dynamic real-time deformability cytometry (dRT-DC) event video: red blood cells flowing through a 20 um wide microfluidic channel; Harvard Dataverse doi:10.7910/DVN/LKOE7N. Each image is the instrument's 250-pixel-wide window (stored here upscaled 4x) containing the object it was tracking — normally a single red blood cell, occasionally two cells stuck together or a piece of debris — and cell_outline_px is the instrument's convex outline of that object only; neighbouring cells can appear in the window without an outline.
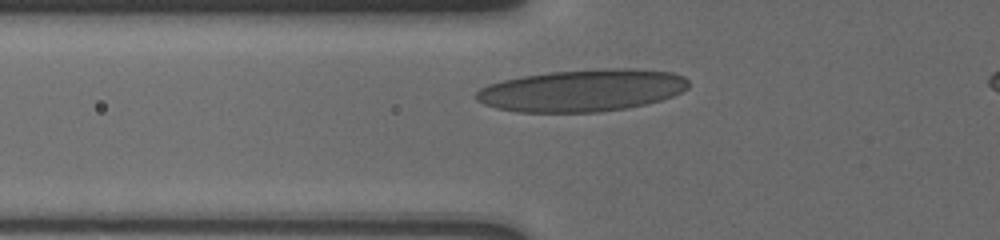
{"species": "human", "species_latin": "Homo sapiens", "temperature_condition": "cold", "stored_images_in_passage": 14, "camera_frame_rate_fps": 3000, "um_per_image_px": 0.085, "donor": {"sex": "male"}, "frame": {"image": 1, "passage_image": 10, "time_ms": 4.667, "image_size_px": [1000, 240], "cell_outline_px": [[688, 88], [672, 96], [660, 100], [644, 104], [624, 108], [596, 112], [516, 112], [496, 108], [484, 104], [476, 100], [472, 96], [480, 88], [488, 84], [504, 80], [524, 76], [548, 72], [604, 68], [636, 68], [672, 72], [684, 76], [688, 80]], "centroid_in_image_um": [49.46, 7.68], "position_along_channel_um": 76.3, "area_um2": 52.25}}
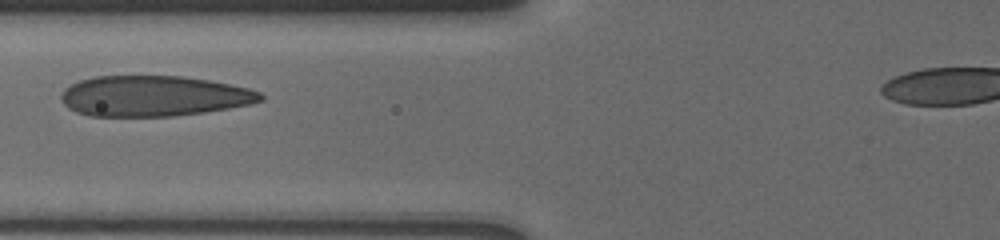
{"frame": {"image": 2, "passage_image": 12, "time_ms": 5.667, "image_size_px": [1000, 240], "cell_outline_px": [[264, 100], [248, 104], [228, 108], [204, 112], [172, 116], [88, 116], [76, 112], [68, 108], [60, 100], [60, 96], [64, 88], [80, 80], [96, 76], [184, 76], [208, 80], [248, 88], [260, 92], [264, 96]], "centroid_in_image_um": [13.03, 8.16], "position_along_channel_um": 112.8, "area_um2": 47.16}}